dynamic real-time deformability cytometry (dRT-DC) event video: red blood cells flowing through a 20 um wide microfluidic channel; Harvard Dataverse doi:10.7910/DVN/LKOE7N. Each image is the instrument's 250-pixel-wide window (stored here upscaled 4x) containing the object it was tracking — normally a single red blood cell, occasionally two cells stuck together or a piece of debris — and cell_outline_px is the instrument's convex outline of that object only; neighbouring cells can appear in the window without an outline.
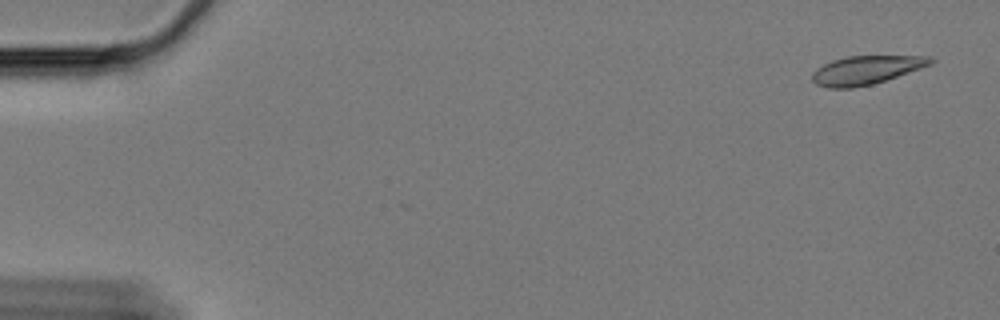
{"species": "Egyptian fruit bat (a non-hibernating species)", "species_latin": "Rousettus aegyptiacus", "temperature_condition": "cold", "stored_images_in_passage": 4, "camera_frame_rate_fps": 3000, "um_per_image_px": 0.085, "animal": {"sex": "female"}, "frame": {"image": 1, "passage_image": 4, "time_ms": 1.0, "image_size_px": [1000, 320], "cell_outline_px": [[936, 60], [932, 64], [872, 84], [852, 88], [828, 88], [816, 84], [812, 80], [812, 72], [816, 68], [832, 60], [848, 56], [932, 56]], "centroid_in_image_um": [73.6, 5.95], "position_along_channel_um": 11.4, "area_um2": 19.59}}